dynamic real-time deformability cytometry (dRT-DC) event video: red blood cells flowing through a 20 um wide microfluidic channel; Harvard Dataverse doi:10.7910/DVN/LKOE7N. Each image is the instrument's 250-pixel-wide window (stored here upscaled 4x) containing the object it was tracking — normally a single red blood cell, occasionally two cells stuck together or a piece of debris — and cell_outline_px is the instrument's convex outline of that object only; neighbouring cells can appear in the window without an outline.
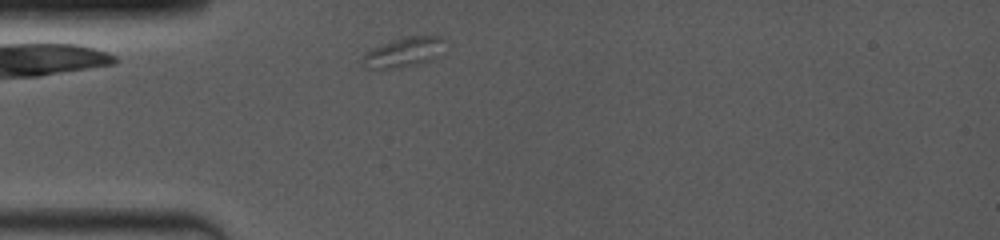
{"species": "common noctule bat (a hibernating species)", "species_latin": "Nyctalus noctula", "temperature_condition": "room temperature", "stored_images_in_passage": 39, "camera_frame_rate_fps": 4000, "um_per_image_px": 0.085, "animal": {"sex": "female", "body_mass_g": 19.0, "forearm_length_mm": 53.3}, "frame": {"image": 1, "passage_image": 1, "time_ms": 0.0, "image_size_px": [1000, 240], "cell_outline_px": [[444, 40], [440, 56], [432, 60], [420, 64], [368, 72], [360, 64], [360, 56], [372, 48], [392, 40], [404, 36], [440, 36]], "centroid_in_image_um": [34.2, 4.49], "position_along_channel_um": 50.8, "area_um2": 14.97}}